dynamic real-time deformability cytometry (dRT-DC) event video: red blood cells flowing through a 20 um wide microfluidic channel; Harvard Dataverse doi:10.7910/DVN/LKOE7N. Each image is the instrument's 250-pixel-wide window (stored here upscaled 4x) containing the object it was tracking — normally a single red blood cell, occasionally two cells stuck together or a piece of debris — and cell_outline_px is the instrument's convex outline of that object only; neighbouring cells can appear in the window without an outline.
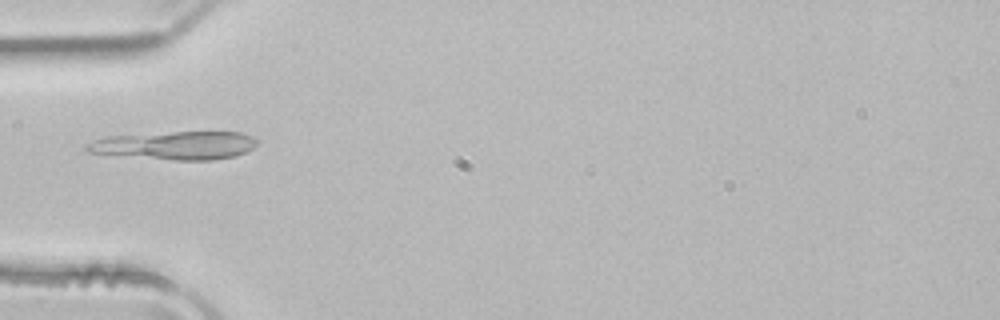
{"species": "common noctule bat (a hibernating species)", "species_latin": "Nyctalus noctula", "temperature_condition": "room temperature", "stored_images_in_passage": 35, "camera_frame_rate_fps": 3000, "um_per_image_px": 0.085, "animal": {"sex": "male", "body_mass_g": 21.5, "forearm_length_mm": 52.0}, "frame": {"image": 1, "passage_image": 1, "time_ms": 0.0, "image_size_px": [1000, 320], "cell_outline_px": [[256, 144], [252, 148], [236, 156], [212, 160], [172, 160], [88, 152], [84, 148], [84, 144], [92, 140], [104, 136], [172, 132], [240, 132], [252, 136], [256, 140]], "centroid_in_image_um": [14.85, 12.35], "position_along_channel_um": 70.2, "area_um2": 27.98}}
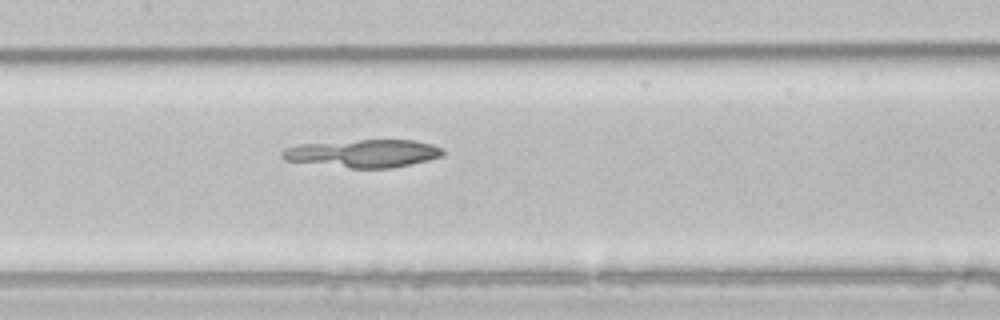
{"frame": {"image": 2, "passage_image": 9, "time_ms": 2.667, "image_size_px": [1000, 320], "cell_outline_px": [[444, 156], [412, 164], [392, 168], [352, 168], [284, 160], [280, 156], [280, 152], [284, 148], [296, 144], [360, 140], [416, 140], [432, 144], [440, 148], [444, 152]], "centroid_in_image_um": [30.87, 13.03], "position_along_channel_um": 176.5, "area_um2": 26.18}}
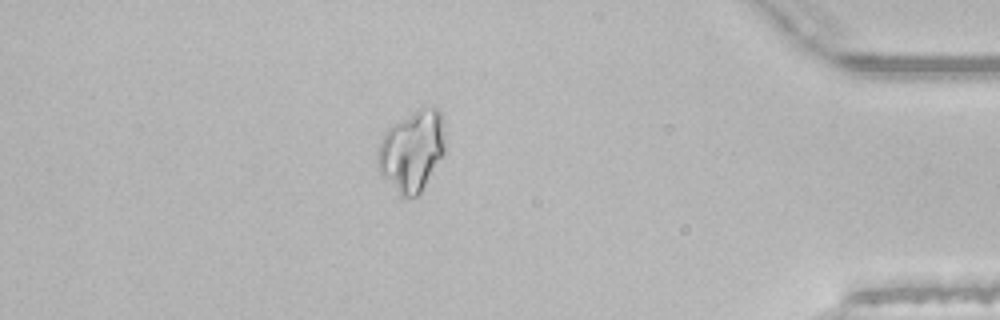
{"frame": {"image": 3, "passage_image": 29, "time_ms": 9.333, "image_size_px": [1000, 320], "cell_outline_px": [[444, 152], [420, 192], [416, 196], [400, 196], [380, 172], [376, 164], [376, 148], [384, 132], [392, 124], [412, 112], [432, 104], [440, 108], [444, 132]], "centroid_in_image_um": [34.98, 12.76], "position_along_channel_um": 400.2, "area_um2": 31.79}}